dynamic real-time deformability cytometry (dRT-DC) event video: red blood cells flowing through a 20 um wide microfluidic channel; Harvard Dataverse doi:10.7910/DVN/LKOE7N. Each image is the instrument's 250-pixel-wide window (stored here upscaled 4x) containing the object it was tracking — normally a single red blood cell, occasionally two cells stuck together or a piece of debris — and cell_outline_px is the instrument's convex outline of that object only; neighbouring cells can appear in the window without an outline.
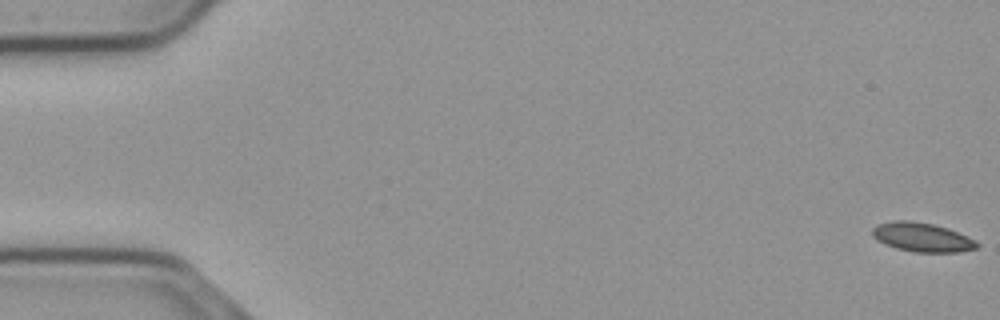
{"species": "common noctule bat (a hibernating species)", "species_latin": "Nyctalus noctula", "temperature_condition": "cold", "stored_images_in_passage": 56, "camera_frame_rate_fps": 3000, "um_per_image_px": 0.085, "animal": {"sex": "male", "body_mass_g": 23.1, "forearm_length_mm": 52.7}, "frame": {"image": 1, "passage_image": 1, "time_ms": 0.0, "image_size_px": [1000, 320], "cell_outline_px": [[980, 244], [976, 248], [960, 252], [916, 252], [896, 248], [884, 244], [872, 236], [872, 228], [876, 224], [892, 220], [912, 220], [932, 224], [948, 228], [968, 236], [976, 240]], "centroid_in_image_um": [78.37, 20.15], "position_along_channel_um": 6.6, "area_um2": 17.92}}
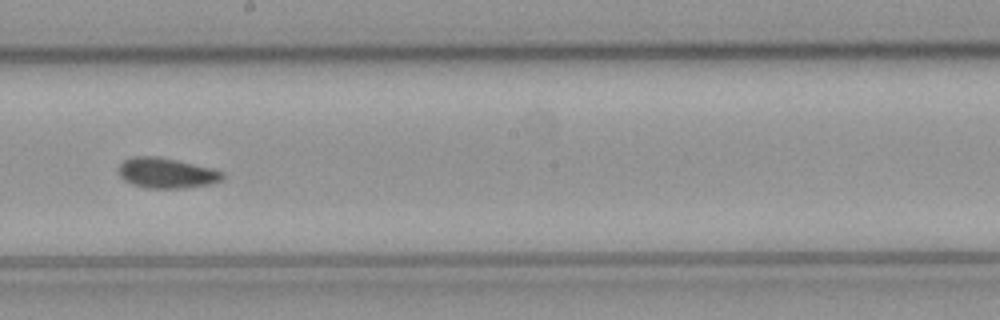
{"frame": {"image": 2, "passage_image": 32, "time_ms": 10.333, "image_size_px": [1000, 320], "cell_outline_px": [[224, 180], [208, 184], [184, 188], [148, 188], [132, 184], [124, 180], [120, 176], [116, 168], [124, 160], [132, 156], [156, 156], [176, 160], [212, 168], [224, 172]], "centroid_in_image_um": [14.13, 14.7], "position_along_channel_um": 234.1, "area_um2": 18.44}}
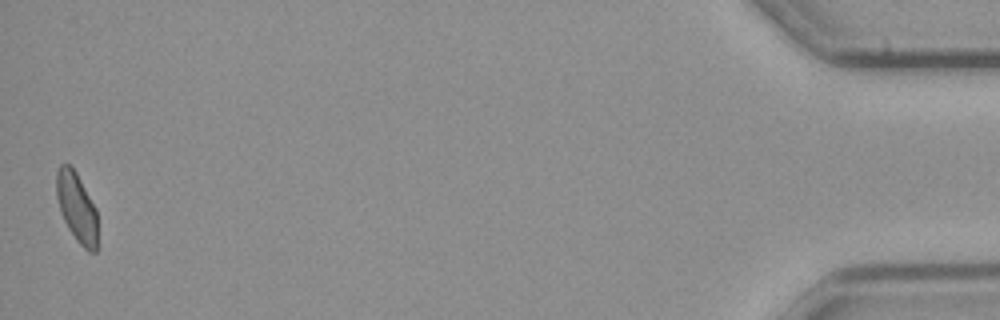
{"frame": {"image": 3, "passage_image": 56, "time_ms": 18.333, "image_size_px": [1000, 320], "cell_outline_px": [[96, 252], [88, 252], [76, 240], [68, 228], [60, 212], [56, 196], [56, 172], [60, 164], [68, 164], [76, 172], [96, 208]], "centroid_in_image_um": [6.5, 17.62], "position_along_channel_um": 428.7, "area_um2": 16.53}, "authors_computed_cell_mechanics": {"area_um2": 17.8024, "velocity_mm_per_s": 3.6798, "shape_relaxation_time_tau1_ms": 6.4103, "shape_relaxation_time_tau2_ms": 2.2598, "deformation_change_tau1": 0.1158, "deformation_change_tau2": 0.0789}}